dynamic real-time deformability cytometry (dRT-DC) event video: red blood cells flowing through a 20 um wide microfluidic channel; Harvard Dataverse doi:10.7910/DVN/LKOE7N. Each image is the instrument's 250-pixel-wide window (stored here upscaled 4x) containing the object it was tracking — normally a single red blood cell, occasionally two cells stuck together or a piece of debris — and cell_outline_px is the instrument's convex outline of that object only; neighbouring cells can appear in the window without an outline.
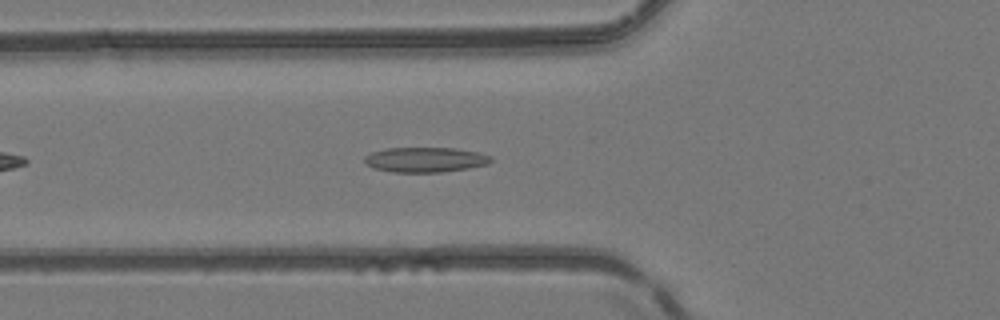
{"species": "common noctule bat (a hibernating species)", "species_latin": "Nyctalus noctula", "temperature_condition": "room temperature", "stored_images_in_passage": 37, "camera_frame_rate_fps": 3000, "um_per_image_px": 0.085, "animal": {"sex": "female", "body_mass_g": 24.6, "forearm_length_mm": 56.2}, "frame": {"image": 1, "passage_image": 6, "time_ms": 1.667, "image_size_px": [1000, 320], "cell_outline_px": [[492, 160], [488, 164], [468, 168], [440, 172], [392, 172], [372, 168], [364, 164], [364, 156], [372, 152], [388, 148], [452, 148], [476, 152], [492, 156]], "centroid_in_image_um": [36.1, 13.58], "position_along_channel_um": 89.7, "area_um2": 18.38}}
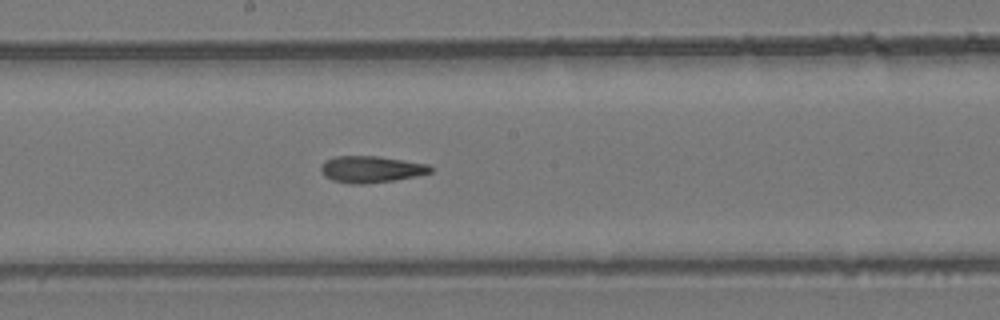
{"frame": {"image": 2, "passage_image": 15, "time_ms": 4.667, "image_size_px": [1000, 320], "cell_outline_px": [[432, 172], [416, 176], [392, 180], [364, 184], [348, 184], [332, 180], [324, 176], [320, 168], [320, 164], [324, 160], [336, 156], [376, 156], [428, 164], [432, 168]], "centroid_in_image_um": [31.49, 14.39], "position_along_channel_um": 216.7, "area_um2": 16.99}}
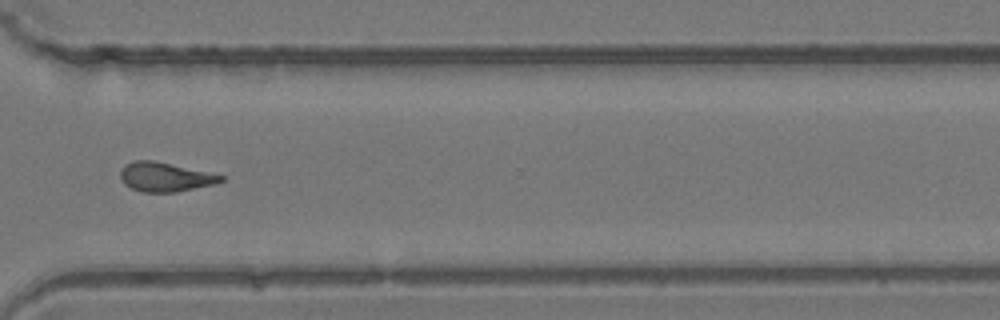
{"frame": {"image": 3, "passage_image": 25, "time_ms": 8.0, "image_size_px": [1000, 320], "cell_outline_px": [[224, 180], [216, 184], [176, 192], [140, 192], [124, 184], [120, 180], [120, 172], [128, 164], [136, 160], [152, 160], [224, 176]], "centroid_in_image_um": [14.02, 15.06], "position_along_channel_um": 356.6, "area_um2": 16.82}, "authors_computed_cell_mechanics": {"area_um2": 16.9932, "velocity_mm_per_s": 4.2063, "shape_relaxation_time_tau1_ms": null, "shape_relaxation_time_tau2_ms": 4.4074, "deformation_change_tau1": null, "deformation_change_tau2": 0.1392}}